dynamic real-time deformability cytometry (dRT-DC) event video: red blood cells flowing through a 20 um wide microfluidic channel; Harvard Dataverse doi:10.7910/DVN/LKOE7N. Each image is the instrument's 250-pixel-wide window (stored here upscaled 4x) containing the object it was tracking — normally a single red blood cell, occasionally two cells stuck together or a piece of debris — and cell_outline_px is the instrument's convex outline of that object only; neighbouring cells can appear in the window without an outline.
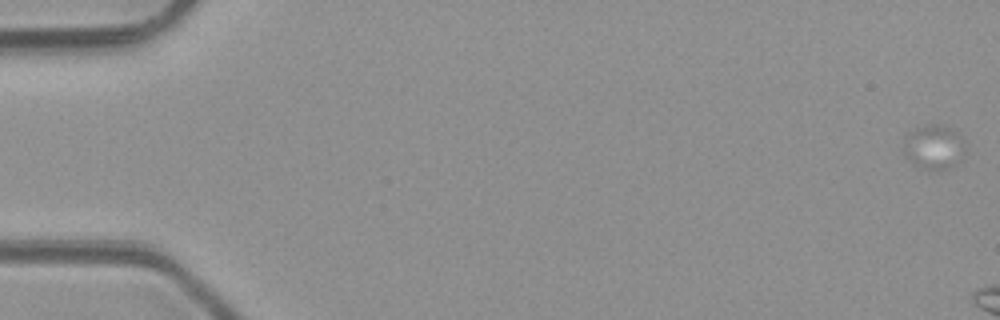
{"species": "common noctule bat (a hibernating species)", "species_latin": "Nyctalus noctula", "temperature_condition": "room temperature", "stored_images_in_passage": 4, "camera_frame_rate_fps": 3000, "um_per_image_px": 0.085, "animal": {"sex": "male", "body_mass_g": 23.1, "forearm_length_mm": 52.7}, "frame": {"image": 1, "passage_image": 1, "time_ms": 0.0, "image_size_px": [1000, 320], "cell_outline_px": [[968, 152], [956, 164], [944, 168], [924, 168], [912, 164], [904, 156], [904, 144], [908, 136], [916, 128], [924, 124], [948, 124], [956, 128]], "centroid_in_image_um": [79.44, 12.45], "position_along_channel_um": 5.6, "area_um2": 16.13}}